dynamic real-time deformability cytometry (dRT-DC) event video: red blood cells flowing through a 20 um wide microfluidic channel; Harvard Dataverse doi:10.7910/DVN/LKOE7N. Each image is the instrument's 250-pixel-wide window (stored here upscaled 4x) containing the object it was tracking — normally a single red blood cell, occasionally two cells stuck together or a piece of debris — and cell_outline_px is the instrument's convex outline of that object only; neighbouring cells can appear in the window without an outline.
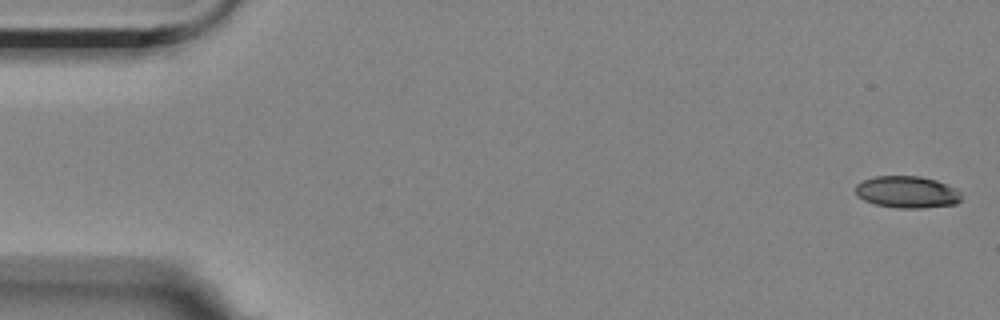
{"species": "Egyptian fruit bat (a non-hibernating species)", "species_latin": "Rousettus aegyptiacus", "temperature_condition": "room temperature", "stored_images_in_passage": 5, "camera_frame_rate_fps": 3000, "um_per_image_px": 0.085, "animal": {"sex": "female"}, "frame": {"image": 1, "passage_image": 1, "time_ms": 0.0, "image_size_px": [1000, 320], "cell_outline_px": [[964, 200], [956, 204], [924, 208], [896, 208], [876, 204], [864, 200], [856, 196], [856, 184], [864, 180], [876, 176], [920, 176], [936, 180], [956, 188], [960, 192]], "centroid_in_image_um": [77.14, 16.33], "position_along_channel_um": 7.9, "area_um2": 19.88}}